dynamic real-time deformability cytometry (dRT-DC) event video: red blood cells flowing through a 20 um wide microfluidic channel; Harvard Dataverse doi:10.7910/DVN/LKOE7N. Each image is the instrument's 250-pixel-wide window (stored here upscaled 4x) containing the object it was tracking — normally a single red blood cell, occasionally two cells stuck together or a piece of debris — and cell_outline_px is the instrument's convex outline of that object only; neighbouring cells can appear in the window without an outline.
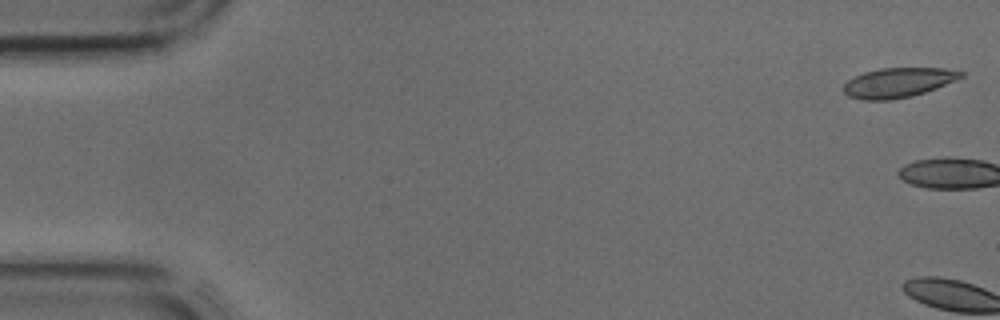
{"species": "common noctule bat (a hibernating species)", "species_latin": "Nyctalus noctula", "temperature_condition": "cold", "stored_images_in_passage": 2, "camera_frame_rate_fps": 3000, "um_per_image_px": 0.085, "animal": {"sex": "male", "body_mass_g": 17.9, "forearm_length_mm": 54.2}, "frame": {"image": 1, "passage_image": 1, "time_ms": 0.0, "image_size_px": [1000, 320], "cell_outline_px": [[964, 76], [936, 88], [912, 96], [892, 100], [864, 100], [848, 96], [844, 92], [844, 84], [848, 80], [864, 72], [880, 68], [944, 68], [964, 72]], "centroid_in_image_um": [76.33, 7.02], "position_along_channel_um": 8.7, "area_um2": 20.17}}